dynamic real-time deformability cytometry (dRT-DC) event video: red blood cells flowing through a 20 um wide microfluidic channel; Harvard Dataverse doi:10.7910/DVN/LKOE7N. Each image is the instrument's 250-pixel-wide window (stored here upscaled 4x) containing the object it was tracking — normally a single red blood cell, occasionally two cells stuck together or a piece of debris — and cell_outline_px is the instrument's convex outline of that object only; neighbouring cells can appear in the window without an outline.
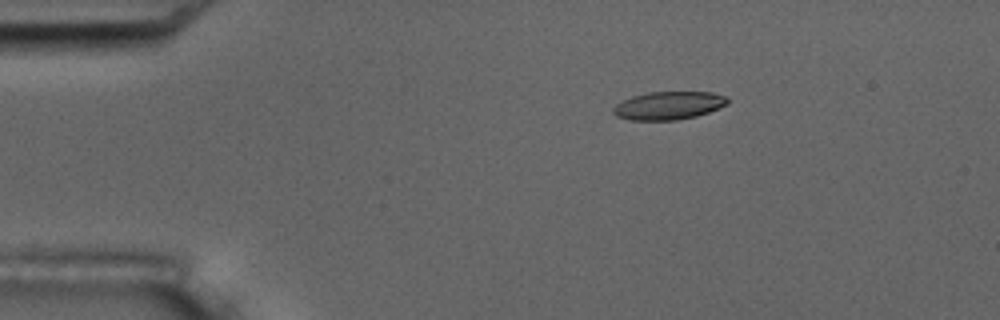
{"species": "common noctule bat (a hibernating species)", "species_latin": "Nyctalus noctula", "temperature_condition": "room temperature", "stored_images_in_passage": 5, "camera_frame_rate_fps": 3000, "um_per_image_px": 0.085, "animal": {"sex": "male", "body_mass_g": 17.5, "forearm_length_mm": 52.3}, "frame": {"image": 1, "passage_image": 5, "time_ms": 5.333, "image_size_px": [1000, 320], "cell_outline_px": [[728, 104], [708, 112], [696, 116], [676, 120], [628, 120], [616, 116], [612, 112], [612, 108], [616, 104], [632, 96], [648, 92], [712, 92], [728, 96]], "centroid_in_image_um": [56.83, 8.97], "position_along_channel_um": 28.2, "area_um2": 18.79}}